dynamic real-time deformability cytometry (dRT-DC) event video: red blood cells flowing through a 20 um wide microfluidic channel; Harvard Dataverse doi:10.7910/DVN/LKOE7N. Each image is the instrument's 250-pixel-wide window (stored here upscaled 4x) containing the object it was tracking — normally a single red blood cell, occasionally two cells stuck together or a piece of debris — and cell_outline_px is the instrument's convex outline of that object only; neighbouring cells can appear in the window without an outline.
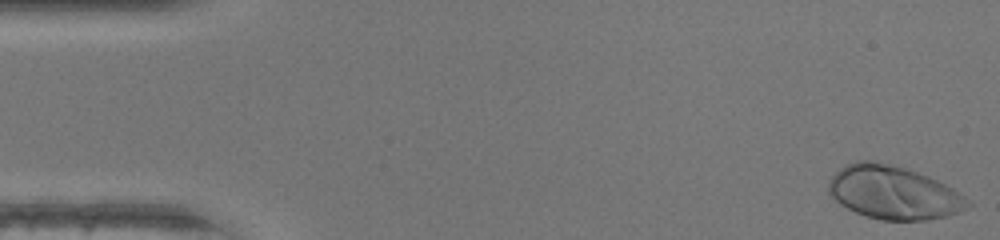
{"species": "human", "species_latin": "Homo sapiens", "temperature_condition": "warm", "stored_images_in_passage": 47, "camera_frame_rate_fps": 3000, "um_per_image_px": 0.085, "donor": {"sex": "female"}, "frame": {"image": 1, "passage_image": 1, "time_ms": 0.0, "image_size_px": [1000, 240], "cell_outline_px": [[972, 204], [956, 212], [944, 216], [928, 220], [880, 220], [864, 216], [840, 204], [828, 192], [828, 184], [832, 176], [840, 168], [856, 160], [876, 160], [904, 168], [928, 176], [952, 188], [964, 196]], "centroid_in_image_um": [75.9, 16.36], "position_along_channel_um": 9.1, "area_um2": 42.89}}
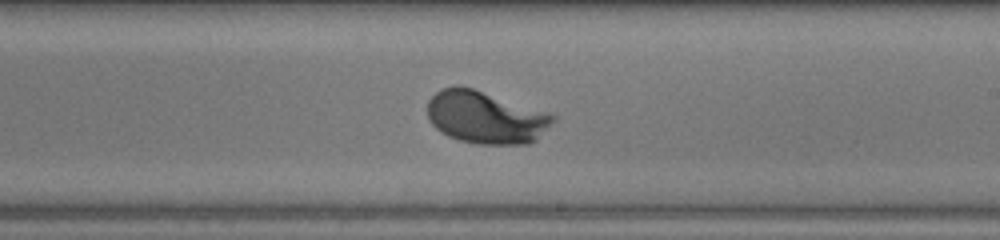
{"frame": {"image": 2, "passage_image": 27, "time_ms": 8.667, "image_size_px": [1000, 240], "cell_outline_px": [[556, 120], [536, 140], [528, 144], [476, 144], [460, 140], [448, 136], [440, 132], [428, 120], [428, 100], [440, 88], [456, 84], [460, 84], [548, 112], [556, 116]], "centroid_in_image_um": [41.27, 9.96], "position_along_channel_um": 247.7, "area_um2": 38.73}}
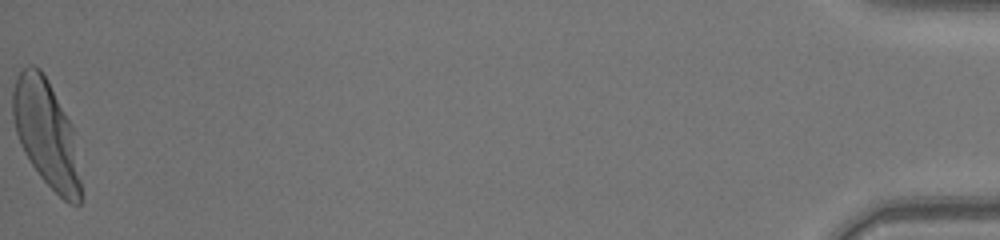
{"frame": {"image": 3, "passage_image": 47, "time_ms": 15.333, "image_size_px": [1000, 240], "cell_outline_px": [[84, 200], [80, 204], [68, 204], [40, 176], [24, 152], [20, 144], [16, 132], [12, 116], [12, 92], [20, 68], [28, 64], [32, 64], [40, 68], [48, 80], [72, 124]], "centroid_in_image_um": [3.94, 11.34], "position_along_channel_um": 431.3, "area_um2": 42.66}, "authors_computed_cell_mechanics": {"area_um2": 37.9168, "velocity_mm_per_s": 4.3741, "shape_relaxation_time_tau1_ms": 2.0229, "shape_relaxation_time_tau2_ms": null, "deformation_change_tau1": 0.1899, "deformation_change_tau2": null}}